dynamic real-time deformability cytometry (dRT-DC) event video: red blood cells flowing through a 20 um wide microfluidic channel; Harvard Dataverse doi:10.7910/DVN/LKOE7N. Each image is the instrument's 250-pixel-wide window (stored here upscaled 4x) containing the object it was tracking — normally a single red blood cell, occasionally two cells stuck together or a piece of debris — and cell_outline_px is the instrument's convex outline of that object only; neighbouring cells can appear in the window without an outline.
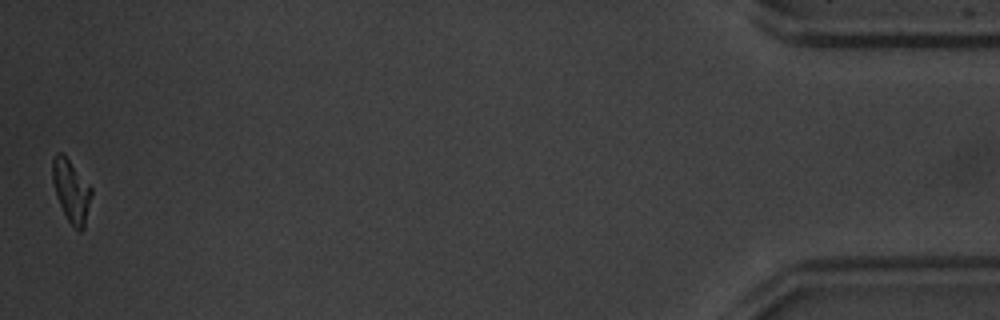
{"species": "common noctule bat (a hibernating species)", "species_latin": "Nyctalus noctula", "temperature_condition": "warm", "stored_images_in_passage": 51, "camera_frame_rate_fps": 3000, "um_per_image_px": 0.085, "animal": {"sex": "male", "body_mass_g": 20.1, "forearm_length_mm": 53.5}, "frame": {"image": 1, "passage_image": 51, "time_ms": 16.667, "image_size_px": [1000, 320], "cell_outline_px": [[92, 196], [84, 228], [80, 232], [68, 220], [60, 204], [52, 180], [52, 160], [56, 152], [64, 152], [92, 188]], "centroid_in_image_um": [6.06, 16.17], "position_along_channel_um": 429.1, "area_um2": 14.16}, "authors_computed_cell_mechanics": {"area_um2": 14.9124, "velocity_mm_per_s": 3.9523, "shape_relaxation_time_tau1_ms": 2.1635, "shape_relaxation_time_tau2_ms": null, "deformation_change_tau1": 0.2022, "deformation_change_tau2": null}}